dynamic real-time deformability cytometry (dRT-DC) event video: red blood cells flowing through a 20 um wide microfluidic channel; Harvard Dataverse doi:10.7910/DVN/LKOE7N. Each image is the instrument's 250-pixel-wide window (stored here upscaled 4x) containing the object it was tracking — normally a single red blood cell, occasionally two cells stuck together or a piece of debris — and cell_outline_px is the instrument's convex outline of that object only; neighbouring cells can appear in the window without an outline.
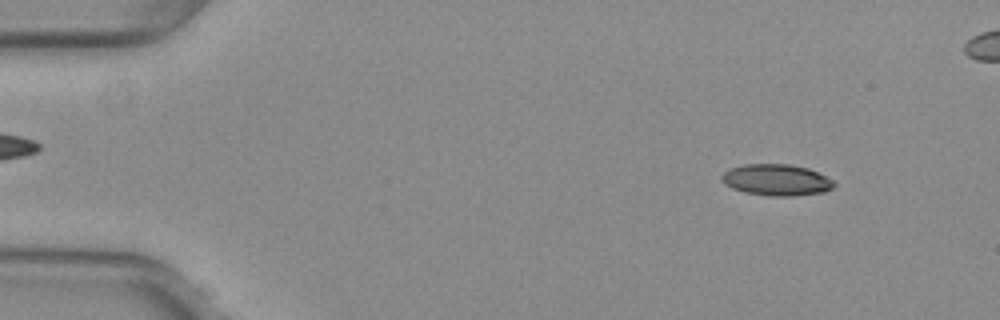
{"species": "common noctule bat (a hibernating species)", "species_latin": "Nyctalus noctula", "temperature_condition": "warm", "stored_images_in_passage": 49, "camera_frame_rate_fps": 3000, "um_per_image_px": 0.085, "animal": {"sex": "female", "body_mass_g": 29.2, "forearm_length_mm": 56.3}, "frame": {"image": 1, "passage_image": 5, "time_ms": 1.333, "image_size_px": [1000, 320], "cell_outline_px": [[836, 184], [832, 188], [824, 192], [792, 196], [772, 196], [744, 192], [732, 188], [724, 184], [720, 180], [720, 176], [724, 172], [732, 168], [744, 164], [788, 164], [808, 168], [832, 180]], "centroid_in_image_um": [65.97, 15.3], "position_along_channel_um": 19.0, "area_um2": 20.46}}
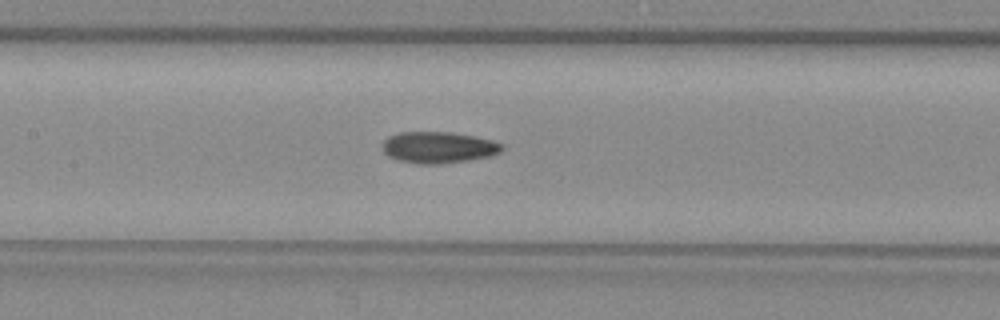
{"frame": {"image": 2, "passage_image": 24, "time_ms": 7.667, "image_size_px": [1000, 320], "cell_outline_px": [[504, 148], [500, 152], [492, 156], [468, 160], [440, 164], [416, 164], [396, 160], [388, 156], [380, 148], [380, 144], [388, 136], [400, 132], [448, 132], [472, 136], [492, 140], [504, 144]], "centroid_in_image_um": [37.22, 12.54], "position_along_channel_um": 170.2, "area_um2": 22.2}}
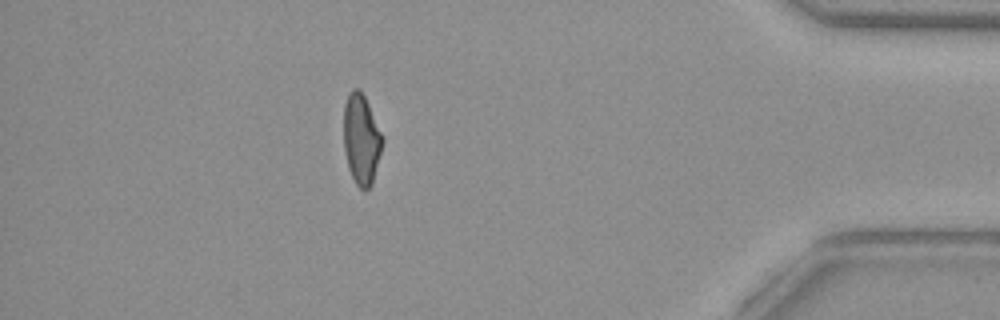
{"frame": {"image": 3, "passage_image": 45, "time_ms": 14.667, "image_size_px": [1000, 320], "cell_outline_px": [[384, 140], [372, 184], [368, 188], [360, 188], [356, 184], [348, 168], [344, 148], [344, 104], [348, 92], [352, 88], [360, 88], [384, 136]], "centroid_in_image_um": [30.71, 11.79], "position_along_channel_um": 404.5, "area_um2": 20.46}, "authors_computed_cell_mechanics": {"area_um2": 20.9236, "velocity_mm_per_s": 4.0137, "shape_relaxation_time_tau1_ms": null, "shape_relaxation_time_tau2_ms": 3.7701, "deformation_change_tau1": null, "deformation_change_tau2": 0.1109}}